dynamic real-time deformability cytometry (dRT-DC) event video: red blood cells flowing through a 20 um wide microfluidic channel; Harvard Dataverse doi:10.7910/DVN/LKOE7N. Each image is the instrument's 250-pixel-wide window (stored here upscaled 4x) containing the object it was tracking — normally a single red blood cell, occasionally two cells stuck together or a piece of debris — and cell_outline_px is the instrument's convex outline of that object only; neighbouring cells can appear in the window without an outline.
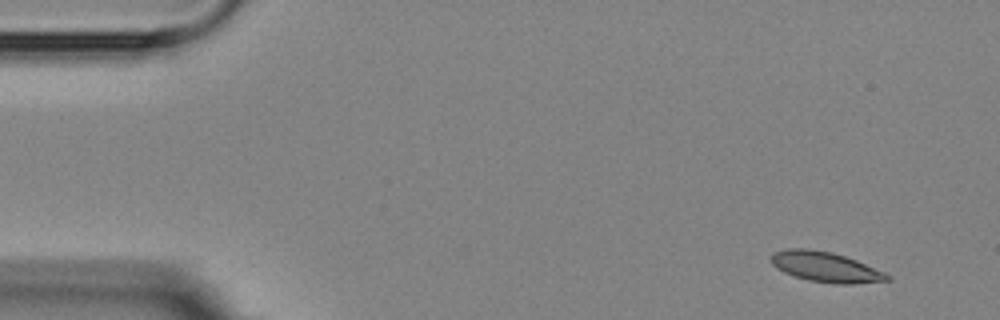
{"species": "Egyptian fruit bat (a non-hibernating species)", "species_latin": "Rousettus aegyptiacus", "temperature_condition": "room temperature", "stored_images_in_passage": 8, "camera_frame_rate_fps": 3000, "um_per_image_px": 0.085, "animal": {"sex": "female"}, "frame": {"image": 1, "passage_image": 1, "time_ms": 0.0, "image_size_px": [1000, 320], "cell_outline_px": [[892, 280], [852, 284], [836, 284], [808, 280], [784, 272], [776, 268], [772, 264], [768, 256], [772, 252], [788, 248], [804, 248], [832, 252], [856, 260], [884, 272], [892, 276]], "centroid_in_image_um": [70.15, 22.69], "position_along_channel_um": 14.9, "area_um2": 20.52}}
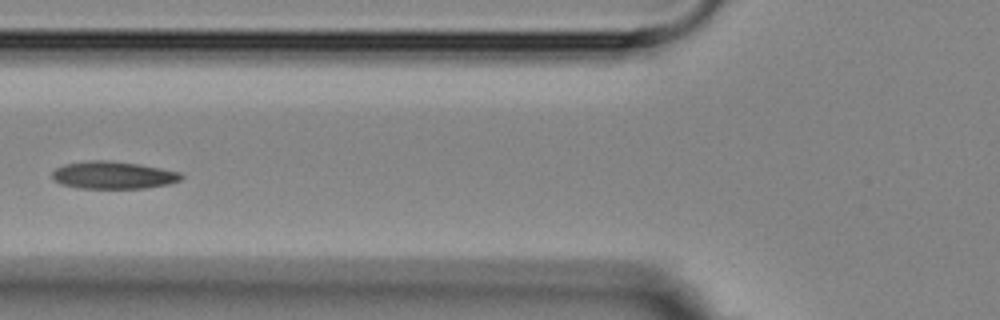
{"frame": {"image": 2, "passage_image": 6, "time_ms": 5.667, "image_size_px": [1000, 320], "cell_outline_px": [[184, 176], [180, 180], [168, 184], [144, 188], [76, 188], [60, 184], [52, 176], [52, 172], [56, 168], [64, 164], [88, 160], [108, 160], [136, 164], [160, 168], [180, 172]], "centroid_in_image_um": [9.6, 14.88], "position_along_channel_um": 116.2, "area_um2": 20.58}}
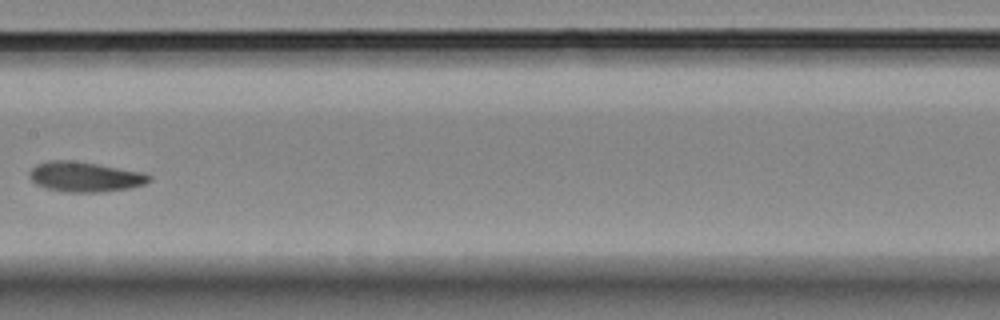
{"frame": {"image": 3, "passage_image": 8, "time_ms": 8.0, "image_size_px": [1000, 320], "cell_outline_px": [[152, 180], [144, 184], [132, 188], [100, 192], [64, 192], [44, 188], [36, 184], [28, 176], [28, 172], [36, 164], [48, 160], [68, 160], [96, 164], [140, 172], [152, 176]], "centroid_in_image_um": [7.18, 15.04], "position_along_channel_um": 200.2, "area_um2": 20.98}}